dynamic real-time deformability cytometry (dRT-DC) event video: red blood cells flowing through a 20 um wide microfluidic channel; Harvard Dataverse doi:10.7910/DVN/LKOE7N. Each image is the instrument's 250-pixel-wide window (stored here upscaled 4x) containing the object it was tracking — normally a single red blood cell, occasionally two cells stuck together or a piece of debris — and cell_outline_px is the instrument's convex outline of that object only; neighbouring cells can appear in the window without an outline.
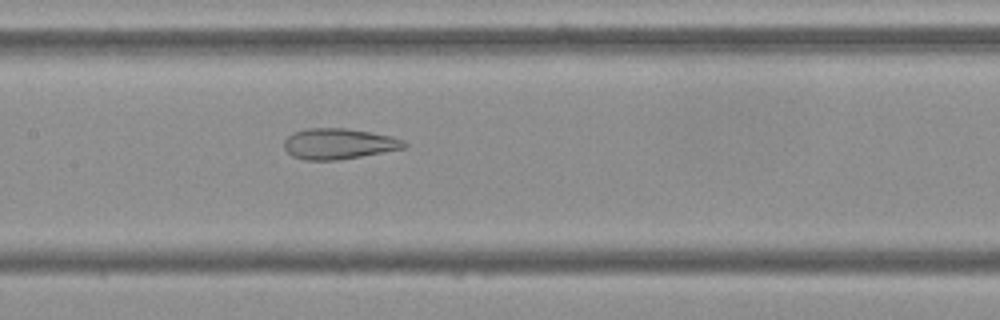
{"species": "Egyptian fruit bat (a non-hibernating species)", "species_latin": "Rousettus aegyptiacus", "temperature_condition": "cold", "stored_images_in_passage": 54, "camera_frame_rate_fps": 3000, "um_per_image_px": 0.085, "frame": {"image": 1, "passage_image": 26, "time_ms": 8.333, "image_size_px": [1000, 320], "cell_outline_px": [[408, 144], [404, 148], [360, 156], [336, 160], [304, 160], [292, 156], [284, 148], [284, 140], [292, 132], [304, 128], [344, 128], [392, 136], [404, 140]], "centroid_in_image_um": [28.75, 12.21], "position_along_channel_um": 178.7, "area_um2": 21.44}}
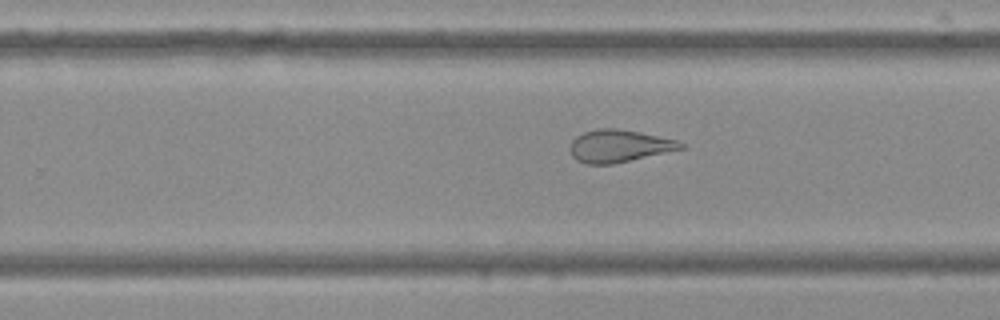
{"frame": {"image": 2, "passage_image": 34, "time_ms": 11.0, "image_size_px": [1000, 320], "cell_outline_px": [[684, 148], [612, 164], [588, 164], [576, 160], [572, 156], [568, 148], [572, 140], [576, 136], [584, 132], [600, 128], [616, 128], [640, 132], [676, 140], [684, 144]], "centroid_in_image_um": [52.56, 12.4], "position_along_channel_um": 277.2, "area_um2": 20.75}}
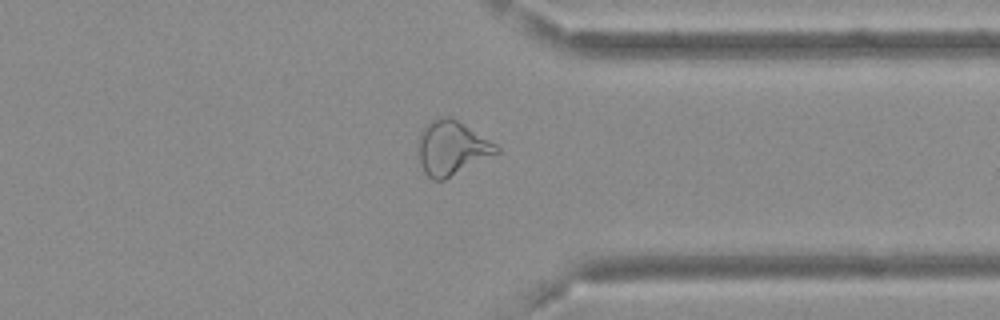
{"frame": {"image": 3, "passage_image": 42, "time_ms": 13.667, "image_size_px": [1000, 320], "cell_outline_px": [[500, 152], [444, 180], [432, 180], [424, 172], [420, 164], [420, 132], [424, 124], [440, 116], [452, 116], [496, 144], [500, 148]], "centroid_in_image_um": [38.41, 12.56], "position_along_channel_um": 373.0, "area_um2": 24.62}, "authors_computed_cell_mechanics": {"area_um2": 26.3568, "velocity_mm_per_s": 3.7106, "shape_relaxation_time_tau1_ms": null, "shape_relaxation_time_tau2_ms": 1.5381, "deformation_change_tau1": null, "deformation_change_tau2": 0.0979}}